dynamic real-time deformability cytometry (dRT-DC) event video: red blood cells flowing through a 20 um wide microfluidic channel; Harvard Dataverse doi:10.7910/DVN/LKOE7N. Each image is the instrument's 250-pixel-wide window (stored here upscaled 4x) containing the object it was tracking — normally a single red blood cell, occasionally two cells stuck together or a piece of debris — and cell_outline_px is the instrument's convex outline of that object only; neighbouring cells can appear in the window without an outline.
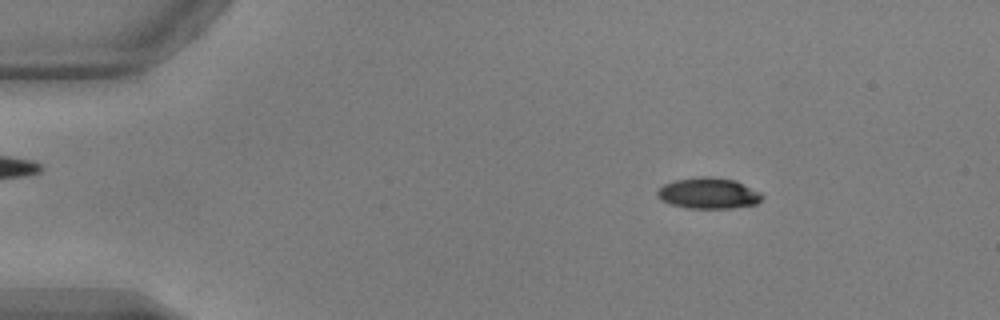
{"species": "common noctule bat (a hibernating species)", "species_latin": "Nyctalus noctula", "temperature_condition": "warm", "stored_images_in_passage": 53, "camera_frame_rate_fps": 3000, "um_per_image_px": 0.085, "animal": {"sex": "male", "body_mass_g": 17.9, "forearm_length_mm": 54.2}, "frame": {"image": 1, "passage_image": 8, "time_ms": 2.333, "image_size_px": [1000, 320], "cell_outline_px": [[764, 196], [756, 204], [732, 208], [688, 208], [672, 204], [660, 200], [656, 196], [656, 192], [664, 184], [676, 180], [700, 176], [712, 176], [736, 180], [760, 192]], "centroid_in_image_um": [60.22, 16.42], "position_along_channel_um": 24.8, "area_um2": 18.96}}
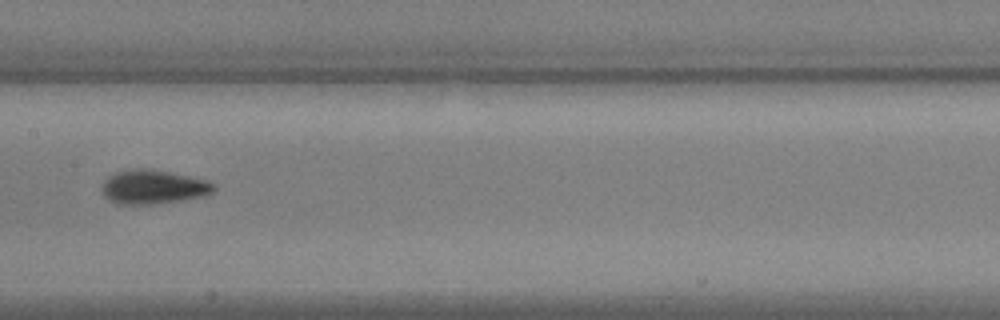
{"frame": {"image": 2, "passage_image": 27, "time_ms": 8.667, "image_size_px": [1000, 320], "cell_outline_px": [[216, 188], [212, 192], [204, 196], [152, 204], [120, 204], [104, 196], [100, 192], [100, 188], [104, 180], [108, 176], [116, 172], [128, 168], [148, 168], [208, 180], [216, 184]], "centroid_in_image_um": [12.99, 15.87], "position_along_channel_um": 194.4, "area_um2": 22.25}}
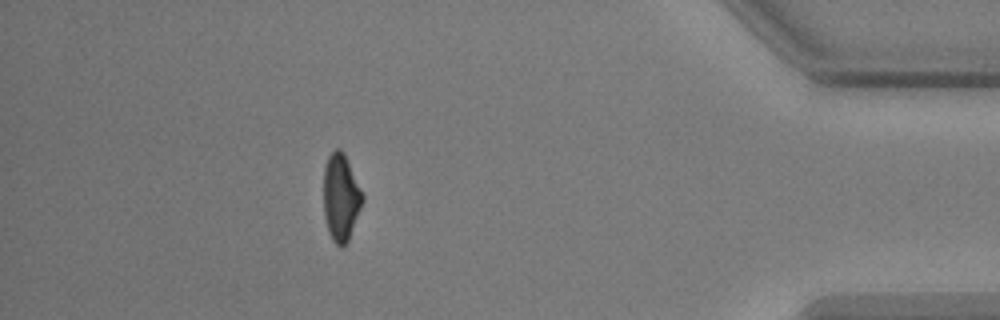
{"frame": {"image": 3, "passage_image": 47, "time_ms": 15.333, "image_size_px": [1000, 320], "cell_outline_px": [[364, 200], [348, 240], [340, 248], [332, 240], [328, 232], [324, 216], [324, 168], [328, 156], [336, 148], [340, 148], [344, 152], [364, 196]], "centroid_in_image_um": [28.97, 16.77], "position_along_channel_um": 406.2, "area_um2": 19.71}, "authors_computed_cell_mechanics": {"area_um2": 20.1722, "velocity_mm_per_s": 3.8598, "shape_relaxation_time_tau1_ms": 3.6064, "shape_relaxation_time_tau2_ms": 2.7588, "deformation_change_tau1": 0.1634, "deformation_change_tau2": 0.0789}}